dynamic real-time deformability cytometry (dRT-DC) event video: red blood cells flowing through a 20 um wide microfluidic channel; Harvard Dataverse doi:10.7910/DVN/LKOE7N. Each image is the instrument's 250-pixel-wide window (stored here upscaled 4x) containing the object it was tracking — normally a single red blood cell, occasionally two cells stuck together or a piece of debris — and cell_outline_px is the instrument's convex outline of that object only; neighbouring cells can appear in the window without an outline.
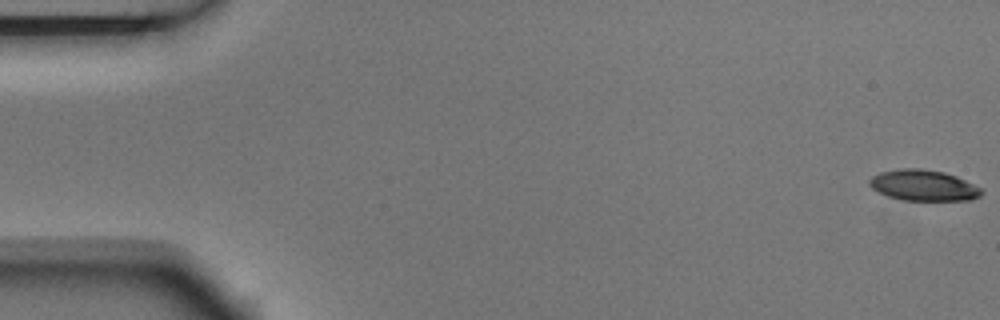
{"species": "Egyptian fruit bat (a non-hibernating species)", "species_latin": "Rousettus aegyptiacus", "temperature_condition": "room temperature", "stored_images_in_passage": 5, "camera_frame_rate_fps": 3000, "um_per_image_px": 0.085, "animal": {"sex": "male"}, "frame": {"image": 1, "passage_image": 1, "time_ms": 0.0, "image_size_px": [1000, 320], "cell_outline_px": [[984, 192], [980, 196], [972, 200], [904, 200], [888, 196], [872, 188], [868, 184], [868, 180], [872, 176], [880, 172], [900, 168], [920, 168], [944, 172], [956, 176], [984, 188]], "centroid_in_image_um": [78.53, 15.75], "position_along_channel_um": 6.5, "area_um2": 20.35}}
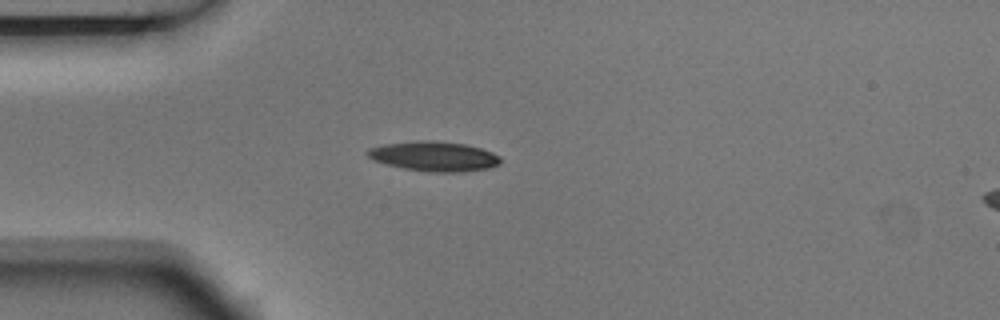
{"frame": {"image": 2, "passage_image": 5, "time_ms": 1.333, "image_size_px": [1000, 320], "cell_outline_px": [[500, 164], [488, 168], [456, 172], [428, 172], [404, 168], [372, 160], [364, 152], [368, 148], [384, 144], [420, 140], [432, 140], [464, 144], [480, 148], [492, 152], [500, 156]], "centroid_in_image_um": [36.86, 13.28], "position_along_channel_um": 48.1, "area_um2": 23.0}}